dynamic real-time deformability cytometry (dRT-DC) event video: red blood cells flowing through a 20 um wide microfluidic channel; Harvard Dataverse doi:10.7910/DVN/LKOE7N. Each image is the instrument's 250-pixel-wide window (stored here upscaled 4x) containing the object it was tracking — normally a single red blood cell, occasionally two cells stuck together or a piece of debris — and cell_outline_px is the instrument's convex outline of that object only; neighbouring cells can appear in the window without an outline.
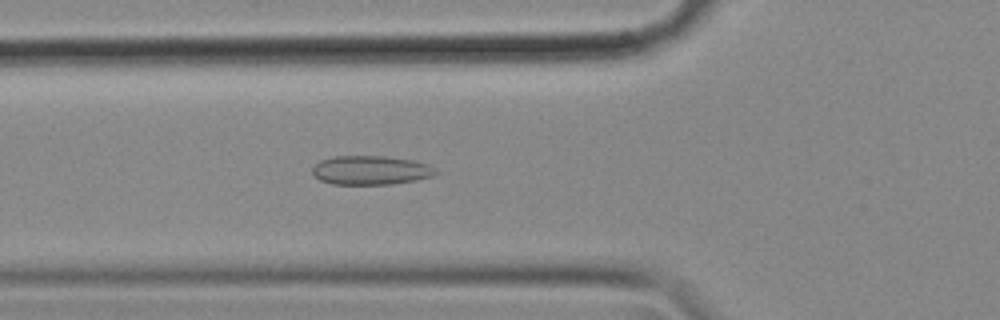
{"species": "common noctule bat (a hibernating species)", "species_latin": "Nyctalus noctula", "temperature_condition": "cold", "stored_images_in_passage": 52, "camera_frame_rate_fps": 3000, "um_per_image_px": 0.085, "animal": {"sex": "female", "body_mass_g": 18.4}, "frame": {"image": 1, "passage_image": 19, "time_ms": 6.0, "image_size_px": [1000, 320], "cell_outline_px": [[440, 172], [432, 176], [416, 180], [392, 184], [332, 184], [320, 180], [312, 172], [312, 168], [320, 160], [336, 156], [384, 156], [412, 160], [428, 164], [436, 168]], "centroid_in_image_um": [31.54, 14.47], "position_along_channel_um": 94.3, "area_um2": 20.87}}
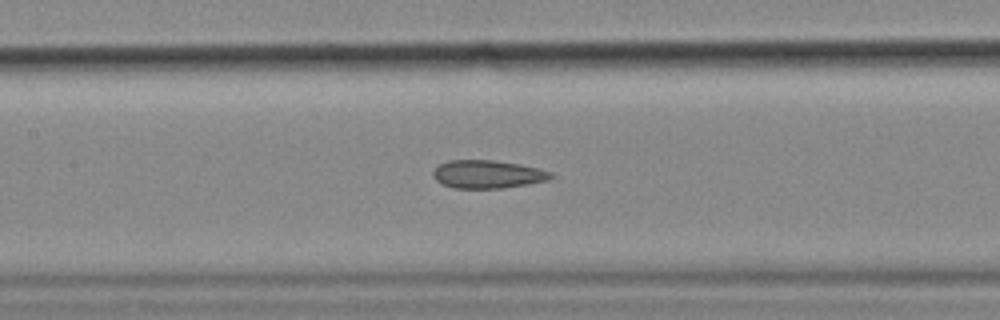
{"frame": {"image": 2, "passage_image": 25, "time_ms": 8.0, "image_size_px": [1000, 320], "cell_outline_px": [[552, 176], [548, 180], [500, 188], [452, 188], [436, 180], [432, 176], [432, 172], [440, 164], [448, 160], [492, 160], [520, 164], [552, 172]], "centroid_in_image_um": [41.4, 14.8], "position_along_channel_um": 166.0, "area_um2": 19.02}}
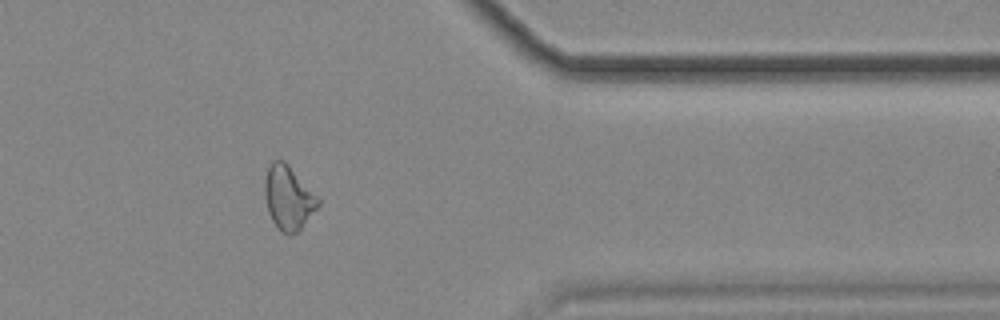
{"frame": {"image": 3, "passage_image": 45, "time_ms": 14.667, "image_size_px": [1000, 320], "cell_outline_px": [[320, 204], [300, 228], [296, 232], [288, 236], [280, 232], [272, 220], [268, 212], [264, 196], [264, 180], [268, 168], [272, 160], [284, 160], [288, 164], [320, 200]], "centroid_in_image_um": [24.47, 16.82], "position_along_channel_um": 386.9, "area_um2": 19.71}, "authors_computed_cell_mechanics": {"area_um2": 20.0566, "velocity_mm_per_s": 3.5653, "shape_relaxation_time_tau1_ms": null, "shape_relaxation_time_tau2_ms": 3.748, "deformation_change_tau1": null, "deformation_change_tau2": 0.1035}}